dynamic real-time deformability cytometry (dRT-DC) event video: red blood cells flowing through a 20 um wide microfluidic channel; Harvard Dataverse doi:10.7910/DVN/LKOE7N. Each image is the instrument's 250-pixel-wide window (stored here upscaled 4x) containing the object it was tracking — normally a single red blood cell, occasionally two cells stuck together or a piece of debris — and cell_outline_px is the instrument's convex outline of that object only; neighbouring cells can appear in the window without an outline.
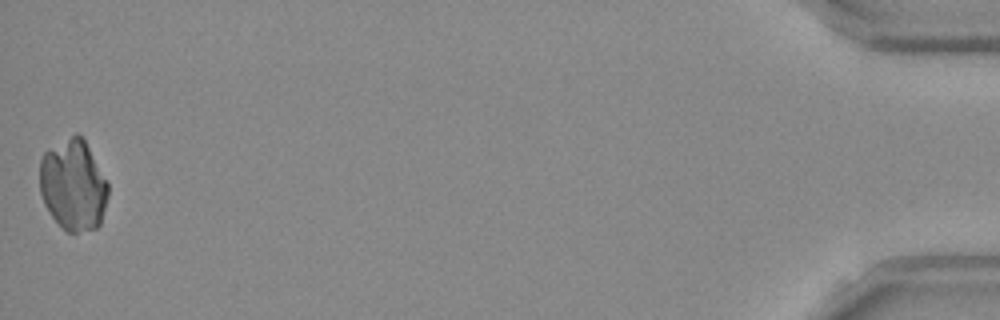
{"species": "Egyptian fruit bat (a non-hibernating species)", "species_latin": "Rousettus aegyptiacus", "temperature_condition": "room temperature", "stored_images_in_passage": 38, "camera_frame_rate_fps": 3000, "um_per_image_px": 0.085, "frame": {"image": 1, "passage_image": 38, "time_ms": 12.333, "image_size_px": [1000, 320], "cell_outline_px": [[108, 196], [100, 224], [96, 228], [76, 232], [68, 232], [48, 212], [44, 204], [40, 192], [40, 160], [44, 152], [76, 132], [84, 140], [108, 184]], "centroid_in_image_um": [6.21, 15.74], "position_along_channel_um": 429.0, "area_um2": 35.84}}